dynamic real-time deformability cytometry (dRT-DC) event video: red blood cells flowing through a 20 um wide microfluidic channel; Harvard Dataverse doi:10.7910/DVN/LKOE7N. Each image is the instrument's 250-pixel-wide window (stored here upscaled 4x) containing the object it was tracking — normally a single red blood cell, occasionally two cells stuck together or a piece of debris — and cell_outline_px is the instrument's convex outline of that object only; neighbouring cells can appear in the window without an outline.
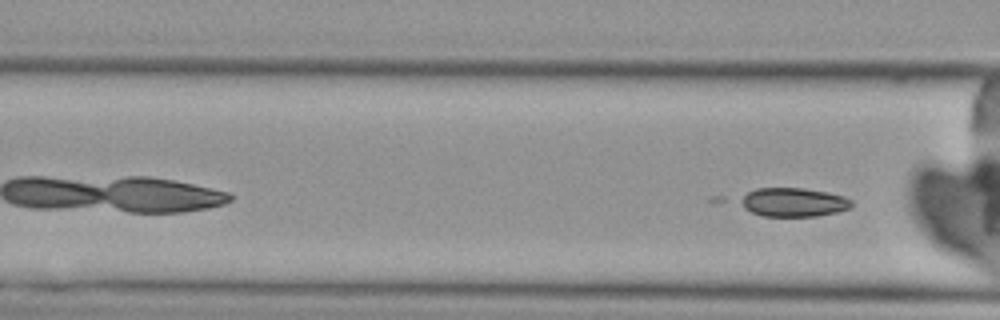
{"species": "Egyptian fruit bat (a non-hibernating species)", "species_latin": "Rousettus aegyptiacus", "temperature_condition": "cold", "stored_images_in_passage": 5, "camera_frame_rate_fps": 3000, "um_per_image_px": 0.085, "animal": {"sex": "female"}, "frame": {"image": 1, "passage_image": 5, "time_ms": 5.667, "image_size_px": [1000, 320], "cell_outline_px": [[852, 204], [848, 208], [836, 212], [816, 216], [760, 216], [744, 208], [736, 200], [740, 196], [756, 188], [800, 188], [828, 192], [844, 196], [852, 200]], "centroid_in_image_um": [67.37, 17.18], "position_along_channel_um": 99.2, "area_um2": 18.79}}